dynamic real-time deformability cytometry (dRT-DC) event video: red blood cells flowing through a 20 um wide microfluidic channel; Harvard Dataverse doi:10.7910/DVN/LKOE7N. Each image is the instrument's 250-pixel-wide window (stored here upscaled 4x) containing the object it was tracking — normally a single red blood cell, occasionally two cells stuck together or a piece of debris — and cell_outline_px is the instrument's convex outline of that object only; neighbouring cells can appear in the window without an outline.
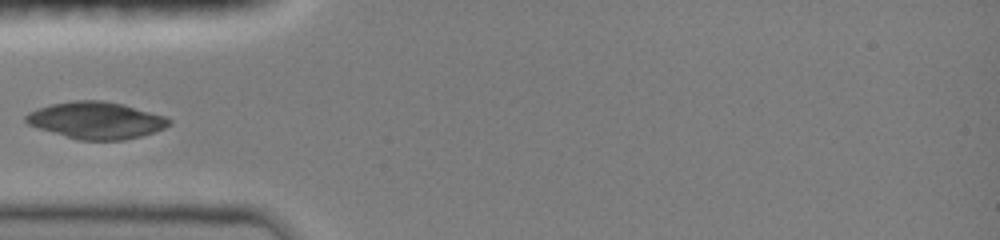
{"species": "common noctule bat (a hibernating species)", "species_latin": "Nyctalus noctula", "temperature_condition": "room temperature", "stored_images_in_passage": 28, "camera_frame_rate_fps": 3000, "um_per_image_px": 0.085, "animal": {"sex": "female", "body_mass_g": 19.0, "forearm_length_mm": 51.5}, "frame": {"image": 1, "passage_image": 1, "time_ms": 0.0, "image_size_px": [1000, 240], "cell_outline_px": [[172, 124], [164, 128], [140, 136], [124, 140], [80, 140], [40, 128], [28, 124], [24, 120], [24, 116], [28, 112], [52, 104], [76, 100], [104, 100], [124, 104], [168, 116], [172, 120]], "centroid_in_image_um": [8.24, 10.21], "position_along_channel_um": 76.8, "area_um2": 30.75}}
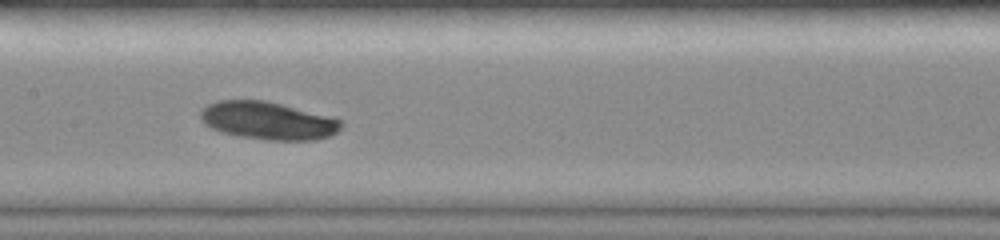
{"frame": {"image": 2, "passage_image": 12, "time_ms": 2.667, "image_size_px": [1000, 240], "cell_outline_px": [[344, 124], [336, 132], [328, 136], [316, 140], [268, 140], [240, 136], [220, 132], [204, 124], [200, 120], [200, 112], [208, 104], [216, 100], [268, 100], [340, 120]], "centroid_in_image_um": [22.72, 10.25], "position_along_channel_um": 184.7, "area_um2": 30.81}}
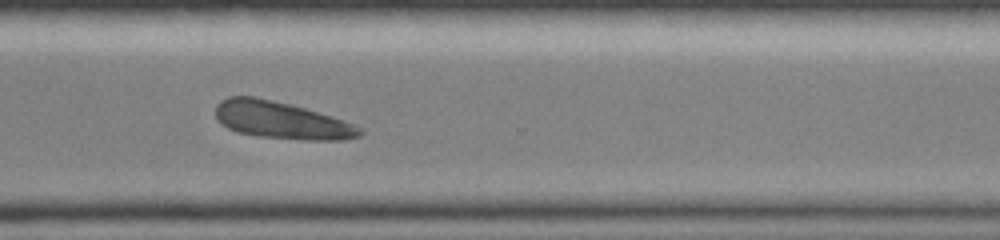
{"frame": {"image": 3, "passage_image": 27, "time_ms": 6.667, "image_size_px": [1000, 240], "cell_outline_px": [[364, 132], [360, 136], [340, 140], [308, 140], [260, 136], [236, 132], [220, 124], [216, 116], [216, 104], [220, 100], [228, 96], [256, 96], [292, 104], [332, 116], [352, 124], [360, 128]], "centroid_in_image_um": [23.88, 10.2], "position_along_channel_um": 346.7, "area_um2": 31.33}}